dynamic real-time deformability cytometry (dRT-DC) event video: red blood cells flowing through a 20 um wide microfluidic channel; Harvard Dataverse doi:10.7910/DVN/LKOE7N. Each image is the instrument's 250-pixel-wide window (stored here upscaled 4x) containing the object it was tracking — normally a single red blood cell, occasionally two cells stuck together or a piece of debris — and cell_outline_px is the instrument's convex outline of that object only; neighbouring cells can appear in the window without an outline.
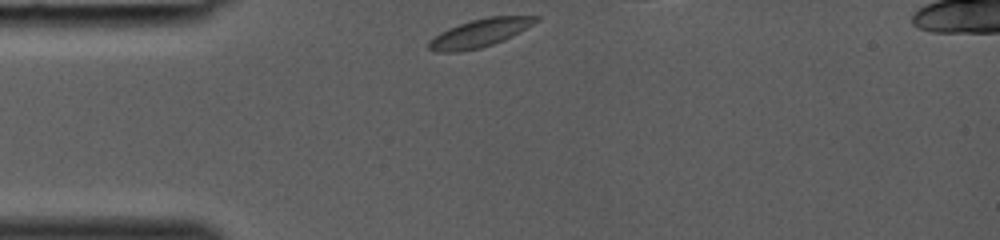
{"species": "common noctule bat (a hibernating species)", "species_latin": "Nyctalus noctula", "temperature_condition": "room temperature", "stored_images_in_passage": 24, "camera_frame_rate_fps": 3000, "um_per_image_px": 0.085, "animal": {"sex": "female", "body_mass_g": 19.0, "forearm_length_mm": 53.3}, "frame": {"image": 1, "passage_image": 1, "time_ms": 0.0, "image_size_px": [1000, 240], "cell_outline_px": [[540, 20], [520, 32], [504, 40], [480, 48], [460, 52], [436, 52], [428, 48], [428, 40], [440, 32], [448, 28], [472, 20], [488, 16], [540, 16]], "centroid_in_image_um": [40.77, 2.81], "position_along_channel_um": 44.2, "area_um2": 17.57}}
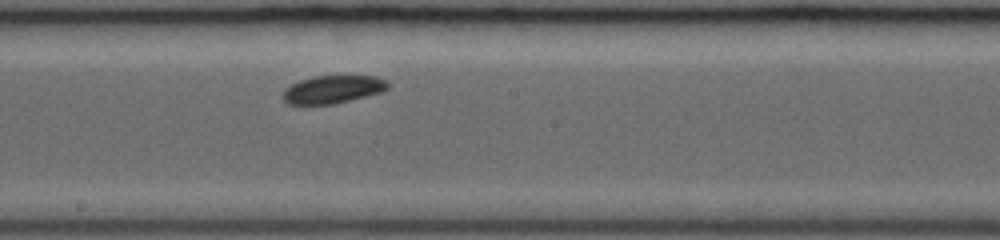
{"frame": {"image": 2, "passage_image": 13, "time_ms": 4.0, "image_size_px": [1000, 240], "cell_outline_px": [[388, 88], [380, 92], [332, 104], [288, 104], [280, 96], [292, 84], [300, 80], [312, 76], [376, 76], [384, 80], [388, 84]], "centroid_in_image_um": [28.25, 7.59], "position_along_channel_um": 220.0, "area_um2": 16.7}}
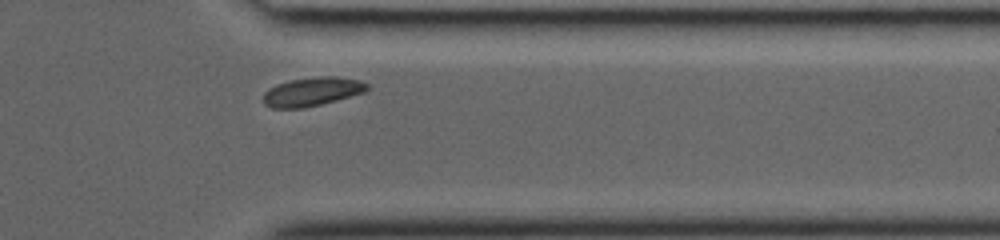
{"frame": {"image": 3, "passage_image": 23, "time_ms": 7.333, "image_size_px": [1000, 240], "cell_outline_px": [[368, 88], [364, 92], [336, 100], [304, 108], [272, 108], [264, 104], [264, 92], [268, 88], [276, 84], [288, 80], [324, 76], [336, 76], [360, 80], [368, 84]], "centroid_in_image_um": [26.51, 7.78], "position_along_channel_um": 384.9, "area_um2": 17.34}}